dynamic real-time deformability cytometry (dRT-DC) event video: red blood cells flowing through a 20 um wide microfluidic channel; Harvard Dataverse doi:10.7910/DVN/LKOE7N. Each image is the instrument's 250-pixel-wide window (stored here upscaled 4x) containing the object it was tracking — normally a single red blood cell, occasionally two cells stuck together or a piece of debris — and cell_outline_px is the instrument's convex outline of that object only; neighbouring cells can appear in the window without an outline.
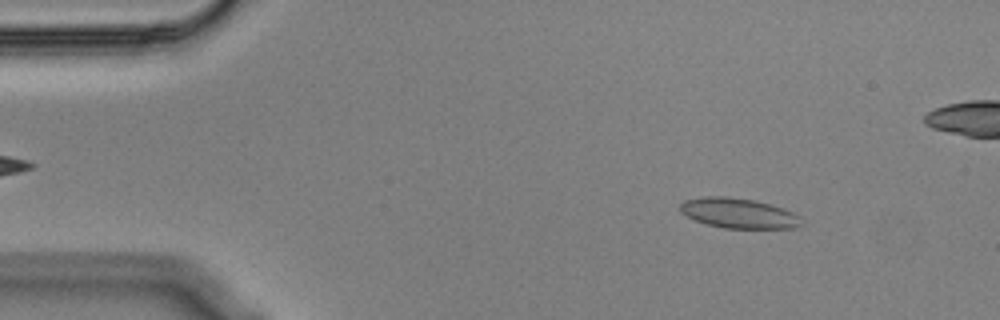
{"species": "Egyptian fruit bat (a non-hibernating species)", "species_latin": "Rousettus aegyptiacus", "temperature_condition": "cold", "stored_images_in_passage": 56, "camera_frame_rate_fps": 3000, "um_per_image_px": 0.085, "animal": {"sex": "male"}, "frame": {"image": 1, "passage_image": 6, "time_ms": 1.667, "image_size_px": [1000, 320], "cell_outline_px": [[804, 224], [792, 228], [724, 228], [708, 224], [696, 220], [680, 212], [680, 204], [684, 200], [704, 196], [724, 196], [752, 200], [768, 204], [792, 212], [800, 216]], "centroid_in_image_um": [62.77, 18.12], "position_along_channel_um": 22.2, "area_um2": 20.98}}
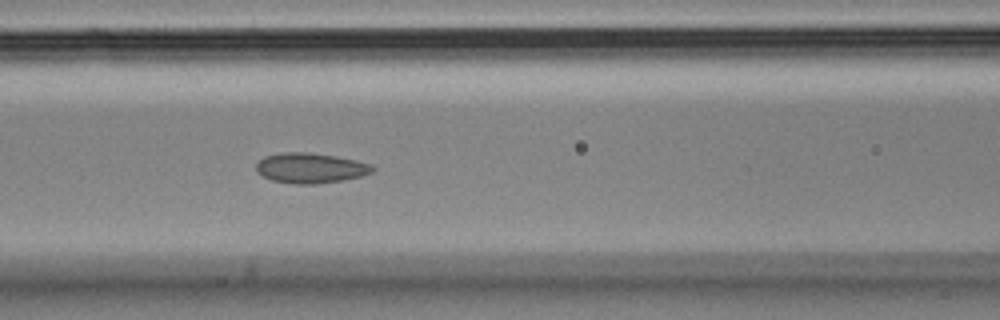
{"frame": {"image": 2, "passage_image": 22, "time_ms": 7.0, "image_size_px": [1000, 320], "cell_outline_px": [[376, 168], [372, 172], [360, 176], [340, 180], [316, 184], [296, 184], [272, 180], [256, 172], [256, 164], [264, 156], [280, 152], [308, 152], [336, 156], [356, 160], [368, 164]], "centroid_in_image_um": [26.35, 14.27], "position_along_channel_um": 140.2, "area_um2": 20.35}}
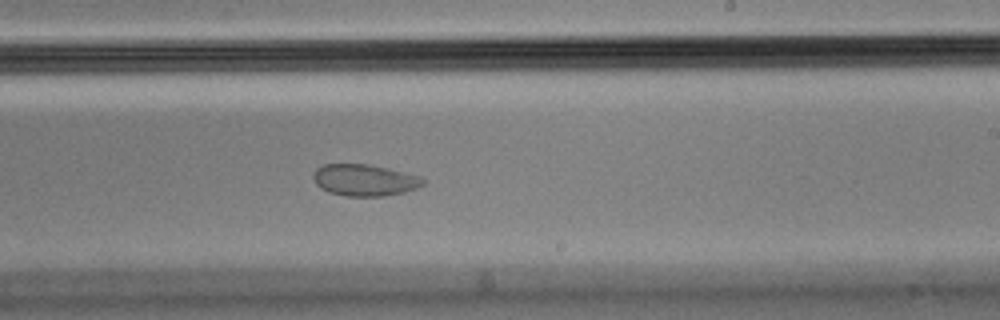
{"frame": {"image": 3, "passage_image": 32, "time_ms": 10.333, "image_size_px": [1000, 320], "cell_outline_px": [[424, 184], [416, 188], [404, 192], [384, 196], [344, 196], [328, 192], [320, 188], [316, 184], [312, 176], [316, 168], [324, 164], [368, 164], [388, 168], [420, 176], [424, 180]], "centroid_in_image_um": [30.96, 15.31], "position_along_channel_um": 258.0, "area_um2": 20.29}}